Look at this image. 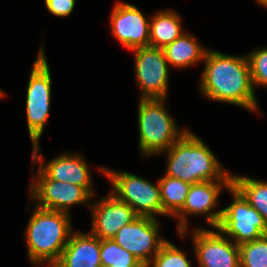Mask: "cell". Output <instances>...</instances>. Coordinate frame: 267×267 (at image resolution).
<instances>
[{
    "instance_id": "cell-3",
    "label": "cell",
    "mask_w": 267,
    "mask_h": 267,
    "mask_svg": "<svg viewBox=\"0 0 267 267\" xmlns=\"http://www.w3.org/2000/svg\"><path fill=\"white\" fill-rule=\"evenodd\" d=\"M70 214L35 206L25 229L28 258L33 265L53 267L74 231Z\"/></svg>"
},
{
    "instance_id": "cell-25",
    "label": "cell",
    "mask_w": 267,
    "mask_h": 267,
    "mask_svg": "<svg viewBox=\"0 0 267 267\" xmlns=\"http://www.w3.org/2000/svg\"><path fill=\"white\" fill-rule=\"evenodd\" d=\"M45 6L52 15L68 17L75 8L76 0H44Z\"/></svg>"
},
{
    "instance_id": "cell-27",
    "label": "cell",
    "mask_w": 267,
    "mask_h": 267,
    "mask_svg": "<svg viewBox=\"0 0 267 267\" xmlns=\"http://www.w3.org/2000/svg\"><path fill=\"white\" fill-rule=\"evenodd\" d=\"M6 95H7V94H6V93H4V91L0 89V98H3V97H5Z\"/></svg>"
},
{
    "instance_id": "cell-22",
    "label": "cell",
    "mask_w": 267,
    "mask_h": 267,
    "mask_svg": "<svg viewBox=\"0 0 267 267\" xmlns=\"http://www.w3.org/2000/svg\"><path fill=\"white\" fill-rule=\"evenodd\" d=\"M240 267H267V234L239 245Z\"/></svg>"
},
{
    "instance_id": "cell-14",
    "label": "cell",
    "mask_w": 267,
    "mask_h": 267,
    "mask_svg": "<svg viewBox=\"0 0 267 267\" xmlns=\"http://www.w3.org/2000/svg\"><path fill=\"white\" fill-rule=\"evenodd\" d=\"M110 16V30L122 46L133 49L149 46L150 19L136 5L118 1Z\"/></svg>"
},
{
    "instance_id": "cell-8",
    "label": "cell",
    "mask_w": 267,
    "mask_h": 267,
    "mask_svg": "<svg viewBox=\"0 0 267 267\" xmlns=\"http://www.w3.org/2000/svg\"><path fill=\"white\" fill-rule=\"evenodd\" d=\"M232 186V181H206L191 184L183 208L174 216L178 218L177 233L183 240L186 232L188 234L187 215L201 216L212 228H216L222 216V209L216 211V205L223 188L228 190Z\"/></svg>"
},
{
    "instance_id": "cell-23",
    "label": "cell",
    "mask_w": 267,
    "mask_h": 267,
    "mask_svg": "<svg viewBox=\"0 0 267 267\" xmlns=\"http://www.w3.org/2000/svg\"><path fill=\"white\" fill-rule=\"evenodd\" d=\"M146 267H192L186 254L166 241Z\"/></svg>"
},
{
    "instance_id": "cell-12",
    "label": "cell",
    "mask_w": 267,
    "mask_h": 267,
    "mask_svg": "<svg viewBox=\"0 0 267 267\" xmlns=\"http://www.w3.org/2000/svg\"><path fill=\"white\" fill-rule=\"evenodd\" d=\"M215 229H192L197 264L199 267H240L239 245Z\"/></svg>"
},
{
    "instance_id": "cell-26",
    "label": "cell",
    "mask_w": 267,
    "mask_h": 267,
    "mask_svg": "<svg viewBox=\"0 0 267 267\" xmlns=\"http://www.w3.org/2000/svg\"><path fill=\"white\" fill-rule=\"evenodd\" d=\"M260 5L267 7V0H256Z\"/></svg>"
},
{
    "instance_id": "cell-17",
    "label": "cell",
    "mask_w": 267,
    "mask_h": 267,
    "mask_svg": "<svg viewBox=\"0 0 267 267\" xmlns=\"http://www.w3.org/2000/svg\"><path fill=\"white\" fill-rule=\"evenodd\" d=\"M163 51L169 66L183 69L204 61L208 49L199 44L195 36L184 32Z\"/></svg>"
},
{
    "instance_id": "cell-9",
    "label": "cell",
    "mask_w": 267,
    "mask_h": 267,
    "mask_svg": "<svg viewBox=\"0 0 267 267\" xmlns=\"http://www.w3.org/2000/svg\"><path fill=\"white\" fill-rule=\"evenodd\" d=\"M135 53V77L140 99H166L169 84V64L163 48L144 46Z\"/></svg>"
},
{
    "instance_id": "cell-10",
    "label": "cell",
    "mask_w": 267,
    "mask_h": 267,
    "mask_svg": "<svg viewBox=\"0 0 267 267\" xmlns=\"http://www.w3.org/2000/svg\"><path fill=\"white\" fill-rule=\"evenodd\" d=\"M29 194L37 207L68 214L71 206L89 203L93 197L81 186L48 178L39 168L37 175L32 176Z\"/></svg>"
},
{
    "instance_id": "cell-16",
    "label": "cell",
    "mask_w": 267,
    "mask_h": 267,
    "mask_svg": "<svg viewBox=\"0 0 267 267\" xmlns=\"http://www.w3.org/2000/svg\"><path fill=\"white\" fill-rule=\"evenodd\" d=\"M53 267H102L100 239L91 233L74 230Z\"/></svg>"
},
{
    "instance_id": "cell-18",
    "label": "cell",
    "mask_w": 267,
    "mask_h": 267,
    "mask_svg": "<svg viewBox=\"0 0 267 267\" xmlns=\"http://www.w3.org/2000/svg\"><path fill=\"white\" fill-rule=\"evenodd\" d=\"M181 19L179 13L167 8L151 16L149 46L164 48L181 36L185 32Z\"/></svg>"
},
{
    "instance_id": "cell-19",
    "label": "cell",
    "mask_w": 267,
    "mask_h": 267,
    "mask_svg": "<svg viewBox=\"0 0 267 267\" xmlns=\"http://www.w3.org/2000/svg\"><path fill=\"white\" fill-rule=\"evenodd\" d=\"M158 182L163 212L172 218L183 208L191 184L166 175Z\"/></svg>"
},
{
    "instance_id": "cell-7",
    "label": "cell",
    "mask_w": 267,
    "mask_h": 267,
    "mask_svg": "<svg viewBox=\"0 0 267 267\" xmlns=\"http://www.w3.org/2000/svg\"><path fill=\"white\" fill-rule=\"evenodd\" d=\"M227 191L231 193L233 201L222 208L216 228L237 245L266 235L267 225L263 216L234 187L231 186Z\"/></svg>"
},
{
    "instance_id": "cell-6",
    "label": "cell",
    "mask_w": 267,
    "mask_h": 267,
    "mask_svg": "<svg viewBox=\"0 0 267 267\" xmlns=\"http://www.w3.org/2000/svg\"><path fill=\"white\" fill-rule=\"evenodd\" d=\"M26 89V120L32 145L38 144L49 117L52 77L44 52L40 47Z\"/></svg>"
},
{
    "instance_id": "cell-1",
    "label": "cell",
    "mask_w": 267,
    "mask_h": 267,
    "mask_svg": "<svg viewBox=\"0 0 267 267\" xmlns=\"http://www.w3.org/2000/svg\"><path fill=\"white\" fill-rule=\"evenodd\" d=\"M199 90L208 100L233 104L259 113L247 55L209 49L204 58Z\"/></svg>"
},
{
    "instance_id": "cell-24",
    "label": "cell",
    "mask_w": 267,
    "mask_h": 267,
    "mask_svg": "<svg viewBox=\"0 0 267 267\" xmlns=\"http://www.w3.org/2000/svg\"><path fill=\"white\" fill-rule=\"evenodd\" d=\"M251 79L255 87H267V47L256 49L247 54Z\"/></svg>"
},
{
    "instance_id": "cell-2",
    "label": "cell",
    "mask_w": 267,
    "mask_h": 267,
    "mask_svg": "<svg viewBox=\"0 0 267 267\" xmlns=\"http://www.w3.org/2000/svg\"><path fill=\"white\" fill-rule=\"evenodd\" d=\"M164 175L196 184L206 181H232L210 147L195 133L187 130L168 150Z\"/></svg>"
},
{
    "instance_id": "cell-15",
    "label": "cell",
    "mask_w": 267,
    "mask_h": 267,
    "mask_svg": "<svg viewBox=\"0 0 267 267\" xmlns=\"http://www.w3.org/2000/svg\"><path fill=\"white\" fill-rule=\"evenodd\" d=\"M89 208L92 214L91 234L99 239H112L125 225L135 220L138 215L127 203L117 199L111 192Z\"/></svg>"
},
{
    "instance_id": "cell-11",
    "label": "cell",
    "mask_w": 267,
    "mask_h": 267,
    "mask_svg": "<svg viewBox=\"0 0 267 267\" xmlns=\"http://www.w3.org/2000/svg\"><path fill=\"white\" fill-rule=\"evenodd\" d=\"M159 228L158 218L138 216L123 226L113 239L146 267L167 241L160 236Z\"/></svg>"
},
{
    "instance_id": "cell-13",
    "label": "cell",
    "mask_w": 267,
    "mask_h": 267,
    "mask_svg": "<svg viewBox=\"0 0 267 267\" xmlns=\"http://www.w3.org/2000/svg\"><path fill=\"white\" fill-rule=\"evenodd\" d=\"M33 172L34 165L39 163L38 168L50 179L74 184L85 188L94 198L96 191L93 189L89 166L85 158L78 153L63 152L54 159L43 163V155L40 153V145H32ZM39 152V153H38ZM38 153V154H37Z\"/></svg>"
},
{
    "instance_id": "cell-4",
    "label": "cell",
    "mask_w": 267,
    "mask_h": 267,
    "mask_svg": "<svg viewBox=\"0 0 267 267\" xmlns=\"http://www.w3.org/2000/svg\"><path fill=\"white\" fill-rule=\"evenodd\" d=\"M166 99L138 102L139 150L144 157L168 150L188 129L178 128L165 104Z\"/></svg>"
},
{
    "instance_id": "cell-21",
    "label": "cell",
    "mask_w": 267,
    "mask_h": 267,
    "mask_svg": "<svg viewBox=\"0 0 267 267\" xmlns=\"http://www.w3.org/2000/svg\"><path fill=\"white\" fill-rule=\"evenodd\" d=\"M102 267H145L132 253L112 239H100Z\"/></svg>"
},
{
    "instance_id": "cell-5",
    "label": "cell",
    "mask_w": 267,
    "mask_h": 267,
    "mask_svg": "<svg viewBox=\"0 0 267 267\" xmlns=\"http://www.w3.org/2000/svg\"><path fill=\"white\" fill-rule=\"evenodd\" d=\"M98 169L110 180L113 188L109 192L120 201L127 203L138 216L156 218V215H166L162 208L158 181L153 184L127 171H113L102 166Z\"/></svg>"
},
{
    "instance_id": "cell-20",
    "label": "cell",
    "mask_w": 267,
    "mask_h": 267,
    "mask_svg": "<svg viewBox=\"0 0 267 267\" xmlns=\"http://www.w3.org/2000/svg\"><path fill=\"white\" fill-rule=\"evenodd\" d=\"M234 187L262 216L267 225V182L246 176L232 174Z\"/></svg>"
}]
</instances>
